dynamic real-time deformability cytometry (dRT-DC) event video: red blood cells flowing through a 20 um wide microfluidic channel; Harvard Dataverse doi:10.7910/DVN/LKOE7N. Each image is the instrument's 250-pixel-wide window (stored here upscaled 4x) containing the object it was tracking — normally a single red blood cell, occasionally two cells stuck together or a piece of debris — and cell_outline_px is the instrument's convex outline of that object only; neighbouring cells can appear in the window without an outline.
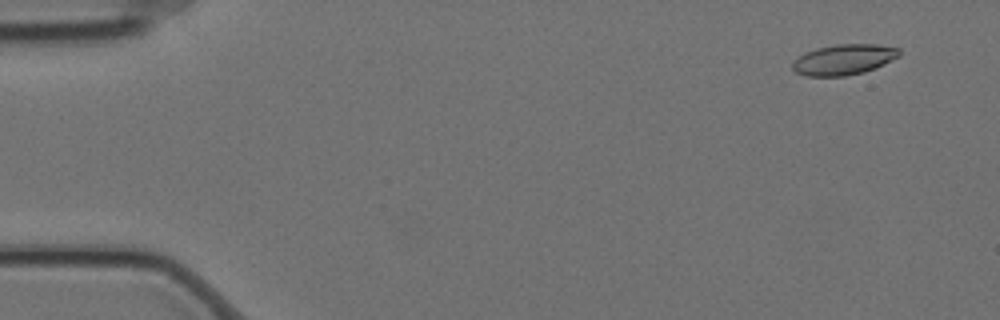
{"species": "Egyptian fruit bat (a non-hibernating species)", "species_latin": "Rousettus aegyptiacus", "temperature_condition": "cold", "stored_images_in_passage": 10, "camera_frame_rate_fps": 3000, "um_per_image_px": 0.085, "animal": {"sex": "female"}, "frame": {"image": 1, "passage_image": 1, "time_ms": 0.0, "image_size_px": [1000, 320], "cell_outline_px": [[900, 56], [876, 68], [864, 72], [844, 76], [804, 76], [796, 72], [792, 68], [792, 60], [804, 52], [816, 48], [836, 44], [876, 44], [900, 48]], "centroid_in_image_um": [71.7, 5.06], "position_along_channel_um": 13.3, "area_um2": 19.25}}
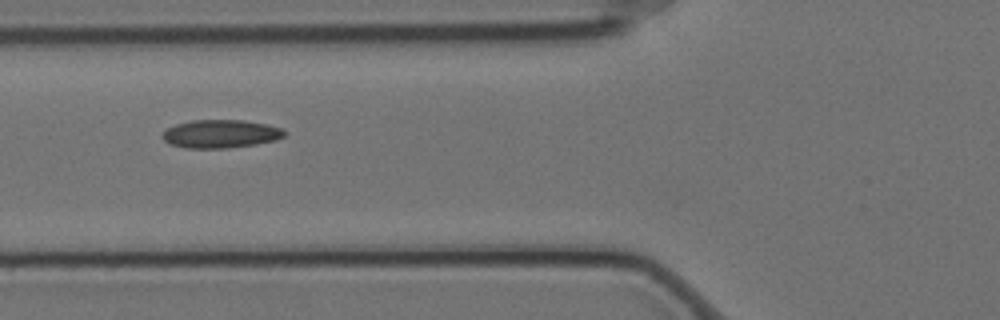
{"frame": {"image": 2, "passage_image": 6, "time_ms": 1.667, "image_size_px": [1000, 320], "cell_outline_px": [[288, 132], [284, 136], [276, 140], [256, 144], [228, 148], [184, 148], [168, 144], [160, 136], [168, 128], [176, 124], [192, 120], [244, 120], [264, 124], [280, 128]], "centroid_in_image_um": [18.73, 11.38], "position_along_channel_um": 107.1, "area_um2": 20.11}}
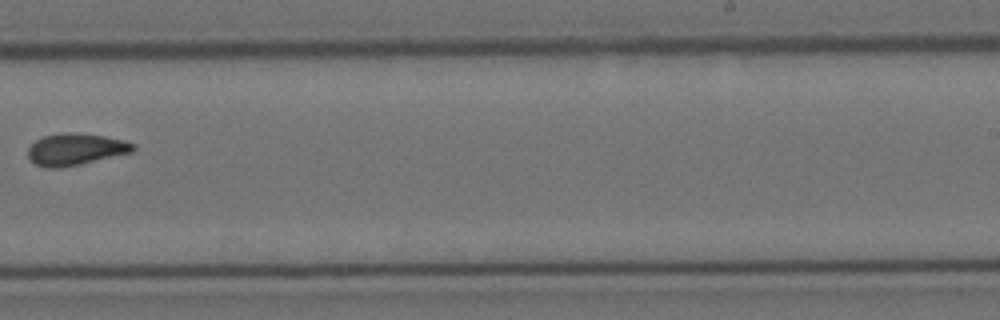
{"frame": {"image": 3, "passage_image": 10, "time_ms": 3.0, "image_size_px": [1000, 320], "cell_outline_px": [[136, 148], [132, 152], [80, 164], [60, 168], [48, 168], [36, 164], [28, 156], [28, 148], [36, 140], [44, 136], [64, 132], [72, 132], [104, 136], [124, 140], [136, 144]], "centroid_in_image_um": [6.44, 12.68], "position_along_channel_um": 282.6, "area_um2": 19.36}}